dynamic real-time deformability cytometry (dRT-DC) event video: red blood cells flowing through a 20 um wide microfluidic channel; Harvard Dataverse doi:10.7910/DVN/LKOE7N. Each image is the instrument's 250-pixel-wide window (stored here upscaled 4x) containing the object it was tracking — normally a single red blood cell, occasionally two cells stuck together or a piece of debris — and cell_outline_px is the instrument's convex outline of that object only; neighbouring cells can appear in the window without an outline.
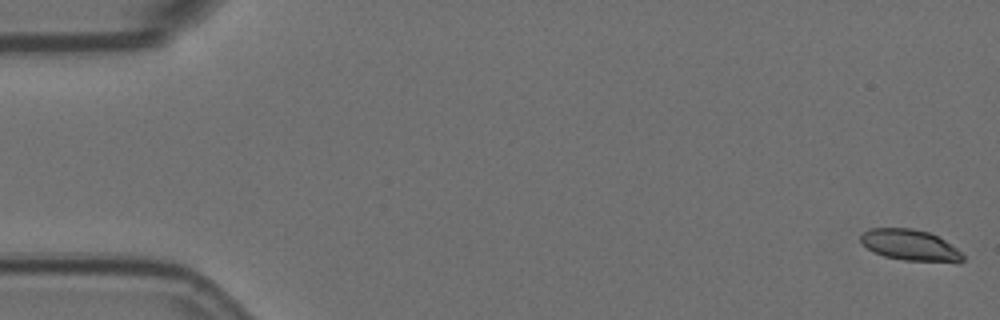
{"species": "Egyptian fruit bat (a non-hibernating species)", "species_latin": "Rousettus aegyptiacus", "temperature_condition": "room temperature", "stored_images_in_passage": 52, "camera_frame_rate_fps": 3000, "um_per_image_px": 0.085, "animal": {"sex": "female"}, "frame": {"image": 1, "passage_image": 1, "time_ms": 0.0, "image_size_px": [1000, 320], "cell_outline_px": [[964, 260], [960, 264], [956, 264], [904, 260], [884, 256], [872, 252], [860, 240], [860, 236], [868, 228], [912, 228], [928, 232], [944, 240], [956, 248], [964, 256]], "centroid_in_image_um": [77.4, 20.87], "position_along_channel_um": 7.6, "area_um2": 18.79}}
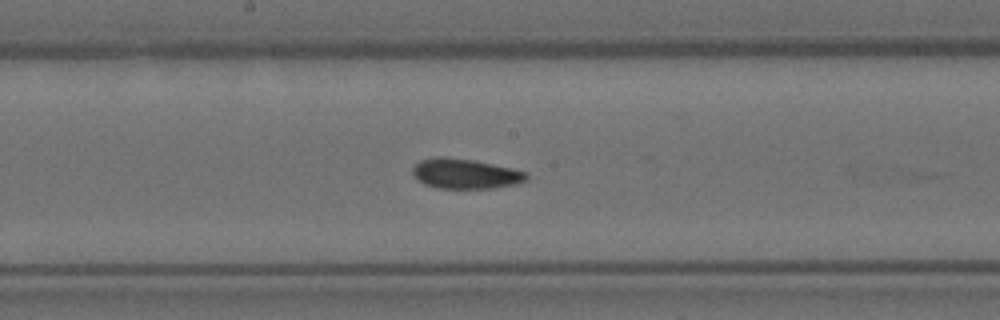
{"frame": {"image": 2, "passage_image": 30, "time_ms": 9.667, "image_size_px": [1000, 320], "cell_outline_px": [[528, 180], [516, 184], [492, 188], [436, 188], [424, 184], [412, 172], [412, 168], [420, 160], [440, 156], [444, 156], [472, 160], [512, 168], [528, 172]], "centroid_in_image_um": [39.58, 14.76], "position_along_channel_um": 208.6, "area_um2": 19.83}}
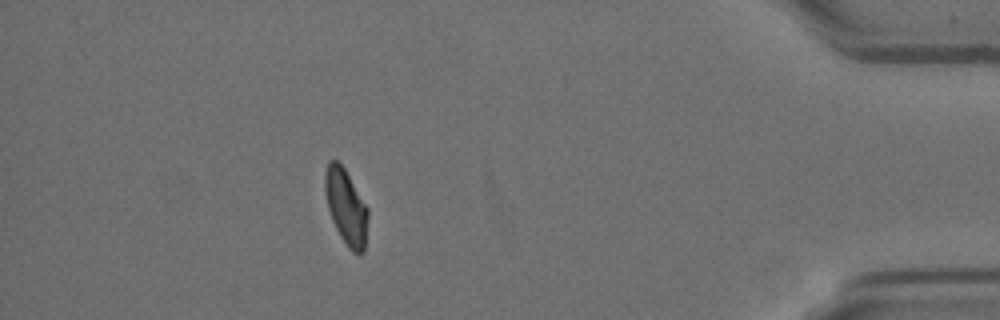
{"frame": {"image": 3, "passage_image": 51, "time_ms": 16.667, "image_size_px": [1000, 320], "cell_outline_px": [[368, 216], [364, 252], [352, 252], [348, 248], [340, 236], [332, 220], [328, 208], [324, 192], [324, 172], [328, 160], [336, 160], [344, 168], [368, 208]], "centroid_in_image_um": [29.39, 17.56], "position_along_channel_um": 405.8, "area_um2": 18.84}, "authors_computed_cell_mechanics": {"area_um2": 19.7387, "velocity_mm_per_s": 3.5417, "shape_relaxation_time_tau1_ms": null, "shape_relaxation_time_tau2_ms": 2.4525, "deformation_change_tau1": null, "deformation_change_tau2": 0.0704}}